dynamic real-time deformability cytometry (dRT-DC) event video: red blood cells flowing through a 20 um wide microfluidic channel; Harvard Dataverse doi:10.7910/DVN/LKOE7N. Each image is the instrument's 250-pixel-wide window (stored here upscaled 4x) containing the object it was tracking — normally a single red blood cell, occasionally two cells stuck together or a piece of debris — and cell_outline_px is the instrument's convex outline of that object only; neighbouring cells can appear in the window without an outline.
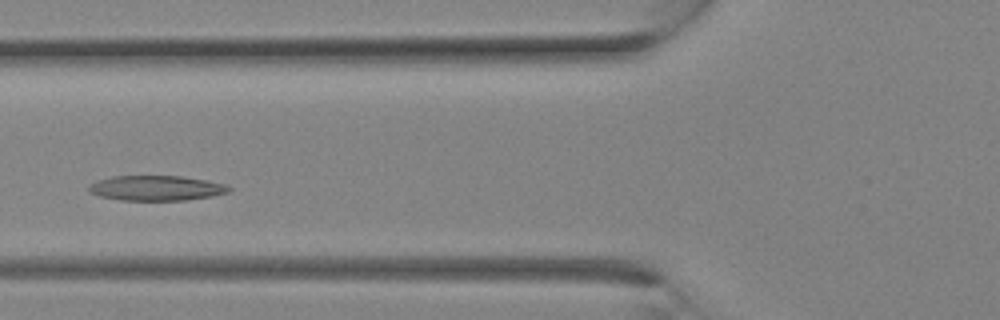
{"species": "Egyptian fruit bat (a non-hibernating species)", "species_latin": "Rousettus aegyptiacus", "temperature_condition": "room temperature", "stored_images_in_passage": 11, "camera_frame_rate_fps": 3000, "um_per_image_px": 0.085, "animal": {"sex": "female"}, "frame": {"image": 1, "passage_image": 8, "time_ms": 2.333, "image_size_px": [1000, 320], "cell_outline_px": [[232, 188], [228, 192], [212, 196], [184, 200], [120, 200], [100, 196], [88, 192], [88, 188], [96, 180], [112, 176], [180, 176], [204, 180], [224, 184]], "centroid_in_image_um": [13.25, 15.99], "position_along_channel_um": 112.6, "area_um2": 20.29}}
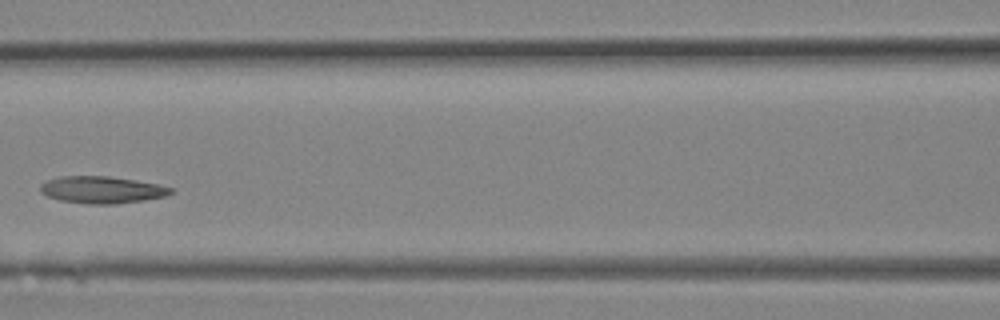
{"frame": {"image": 2, "passage_image": 10, "time_ms": 3.0, "image_size_px": [1000, 320], "cell_outline_px": [[176, 188], [172, 192], [164, 196], [144, 200], [116, 204], [88, 204], [60, 200], [48, 196], [40, 192], [40, 184], [48, 180], [60, 176], [108, 176], [136, 180]], "centroid_in_image_um": [8.66, 16.13], "position_along_channel_um": 157.9, "area_um2": 20.52}}